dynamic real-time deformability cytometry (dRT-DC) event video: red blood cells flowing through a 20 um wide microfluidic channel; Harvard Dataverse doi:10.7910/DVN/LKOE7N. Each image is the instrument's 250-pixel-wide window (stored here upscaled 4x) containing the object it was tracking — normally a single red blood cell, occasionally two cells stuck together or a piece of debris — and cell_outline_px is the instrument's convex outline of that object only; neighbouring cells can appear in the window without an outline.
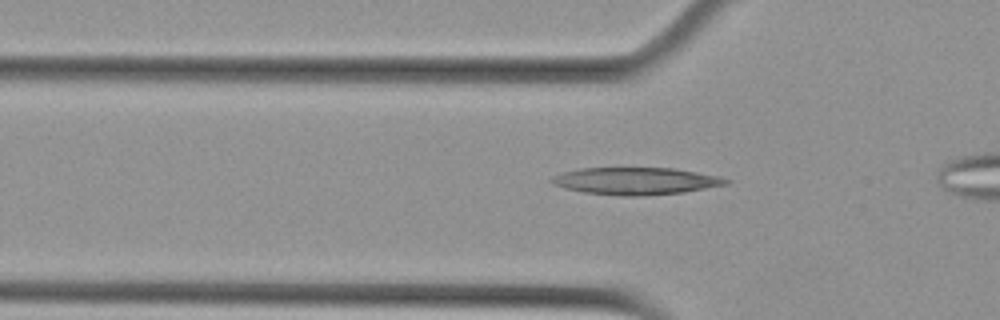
{"species": "Egyptian fruit bat (a non-hibernating species)", "species_latin": "Rousettus aegyptiacus", "temperature_condition": "cold", "stored_images_in_passage": 16, "camera_frame_rate_fps": 3000, "um_per_image_px": 0.085, "animal": {"sex": "female"}, "frame": {"image": 1, "passage_image": 3, "time_ms": 0.667, "image_size_px": [1000, 320], "cell_outline_px": [[732, 180], [728, 184], [684, 192], [636, 196], [620, 196], [584, 192], [564, 188], [552, 184], [548, 180], [552, 176], [564, 172], [580, 168], [672, 168], [720, 176]], "centroid_in_image_um": [54.02, 15.38], "position_along_channel_um": 71.8, "area_um2": 27.63}}
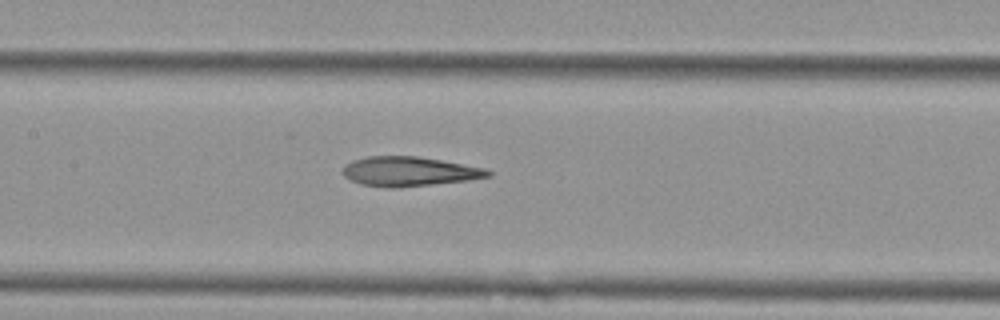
{"frame": {"image": 2, "passage_image": 11, "time_ms": 3.333, "image_size_px": [1000, 320], "cell_outline_px": [[492, 176], [468, 180], [392, 188], [388, 188], [360, 184], [344, 176], [340, 172], [340, 168], [344, 164], [352, 160], [368, 156], [416, 156], [488, 168], [492, 172]], "centroid_in_image_um": [34.74, 14.56], "position_along_channel_um": 172.7, "area_um2": 25.09}}
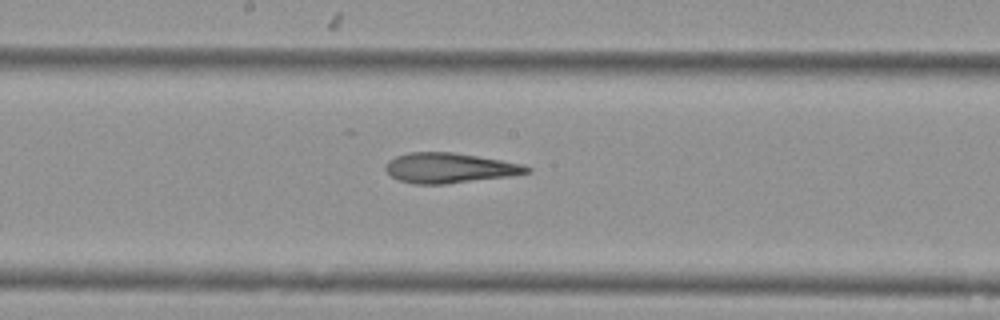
{"frame": {"image": 3, "passage_image": 14, "time_ms": 4.333, "image_size_px": [1000, 320], "cell_outline_px": [[532, 172], [508, 176], [444, 184], [416, 184], [400, 180], [392, 176], [384, 168], [384, 164], [388, 160], [396, 156], [408, 152], [452, 152], [524, 164], [532, 168]], "centroid_in_image_um": [38.19, 14.27], "position_along_channel_um": 210.0, "area_um2": 24.62}}